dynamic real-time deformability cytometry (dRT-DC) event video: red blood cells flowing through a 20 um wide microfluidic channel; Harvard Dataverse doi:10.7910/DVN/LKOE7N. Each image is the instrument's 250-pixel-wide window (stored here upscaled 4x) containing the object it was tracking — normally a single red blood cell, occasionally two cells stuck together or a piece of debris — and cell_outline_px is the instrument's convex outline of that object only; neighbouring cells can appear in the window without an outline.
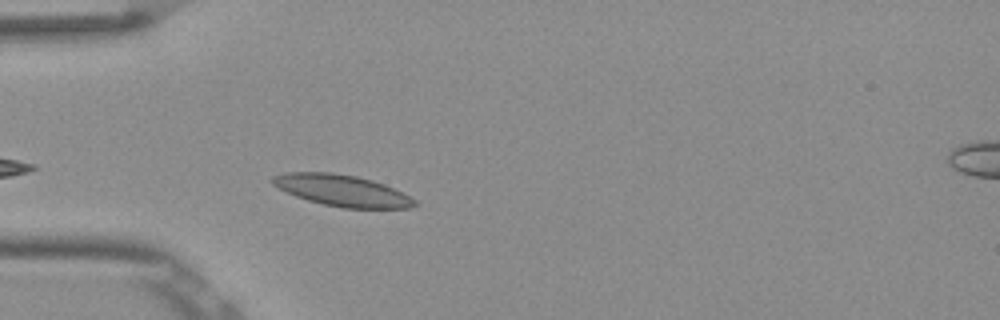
{"species": "Egyptian fruit bat (a non-hibernating species)", "species_latin": "Rousettus aegyptiacus", "temperature_condition": "room temperature", "stored_images_in_passage": 20, "camera_frame_rate_fps": 3000, "um_per_image_px": 0.085, "frame": {"image": 1, "passage_image": 3, "time_ms": 0.667, "image_size_px": [1000, 320], "cell_outline_px": [[420, 204], [408, 208], [344, 208], [324, 204], [308, 200], [296, 196], [272, 184], [268, 180], [272, 176], [284, 172], [332, 172], [356, 176], [372, 180], [384, 184], [416, 200]], "centroid_in_image_um": [29.05, 16.18], "position_along_channel_um": 56.0, "area_um2": 25.89}}
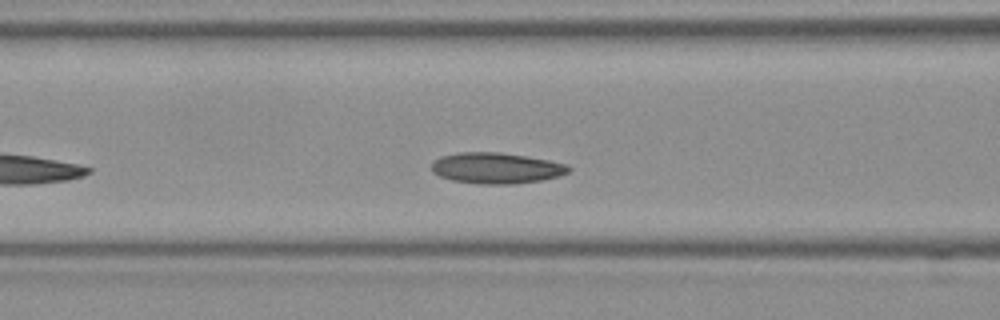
{"frame": {"image": 2, "passage_image": 9, "time_ms": 2.667, "image_size_px": [1000, 320], "cell_outline_px": [[572, 168], [568, 172], [560, 176], [540, 180], [516, 184], [480, 184], [452, 180], [440, 176], [432, 172], [432, 160], [440, 156], [460, 152], [500, 152], [548, 160], [568, 164]], "centroid_in_image_um": [42.18, 14.29], "position_along_channel_um": 124.4, "area_um2": 24.8}}
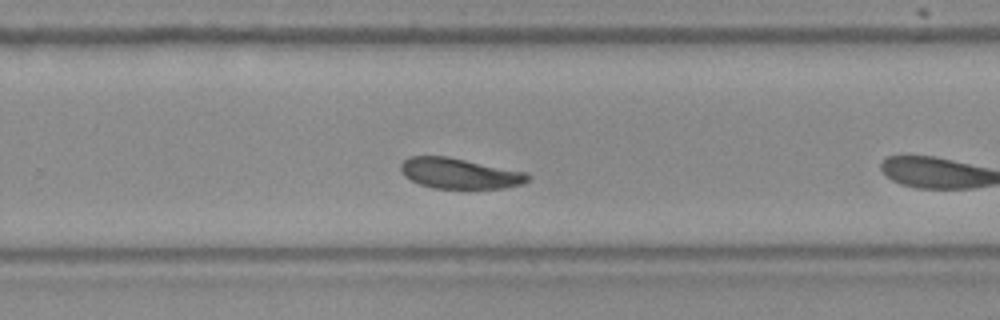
{"frame": {"image": 3, "passage_image": 19, "time_ms": 6.0, "image_size_px": [1000, 320], "cell_outline_px": [[532, 176], [528, 180], [520, 184], [504, 188], [432, 188], [420, 184], [404, 176], [400, 172], [400, 164], [408, 156], [448, 156], [528, 172]], "centroid_in_image_um": [39.06, 14.72], "position_along_channel_um": 290.7, "area_um2": 22.77}}